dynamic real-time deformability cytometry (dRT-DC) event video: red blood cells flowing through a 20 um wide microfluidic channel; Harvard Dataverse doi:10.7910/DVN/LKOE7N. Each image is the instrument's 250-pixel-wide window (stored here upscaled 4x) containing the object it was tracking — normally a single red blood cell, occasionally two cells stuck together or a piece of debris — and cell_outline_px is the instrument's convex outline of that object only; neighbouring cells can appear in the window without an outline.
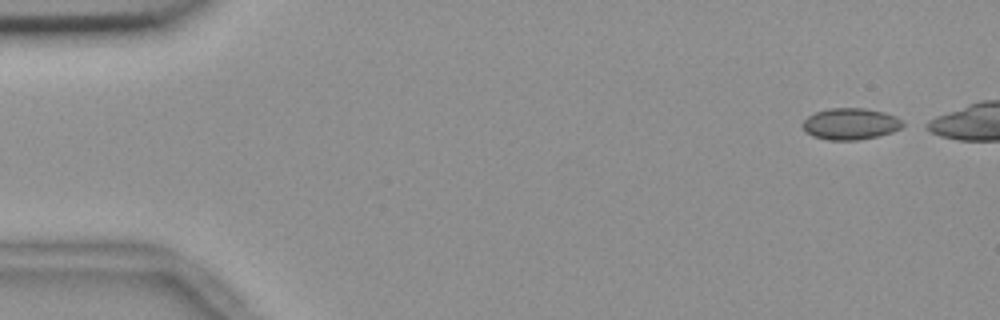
{"species": "common noctule bat (a hibernating species)", "species_latin": "Nyctalus noctula", "temperature_condition": "room temperature", "stored_images_in_passage": 2, "segment_of_instrument_passage": [2, 2], "camera_frame_rate_fps": 3000, "um_per_image_px": 0.085, "animal": {"sex": "female", "body_mass_g": 18.4}, "frame": {"image": 1, "passage_image": 2, "time_ms": 0.333, "image_size_px": [1000, 320], "cell_outline_px": [[908, 124], [892, 132], [876, 136], [856, 140], [828, 140], [812, 136], [804, 128], [804, 120], [808, 116], [816, 112], [828, 108], [864, 108], [884, 112], [896, 116], [904, 120]], "centroid_in_image_um": [72.35, 10.52], "position_along_channel_um": 12.6, "area_um2": 18.38}}